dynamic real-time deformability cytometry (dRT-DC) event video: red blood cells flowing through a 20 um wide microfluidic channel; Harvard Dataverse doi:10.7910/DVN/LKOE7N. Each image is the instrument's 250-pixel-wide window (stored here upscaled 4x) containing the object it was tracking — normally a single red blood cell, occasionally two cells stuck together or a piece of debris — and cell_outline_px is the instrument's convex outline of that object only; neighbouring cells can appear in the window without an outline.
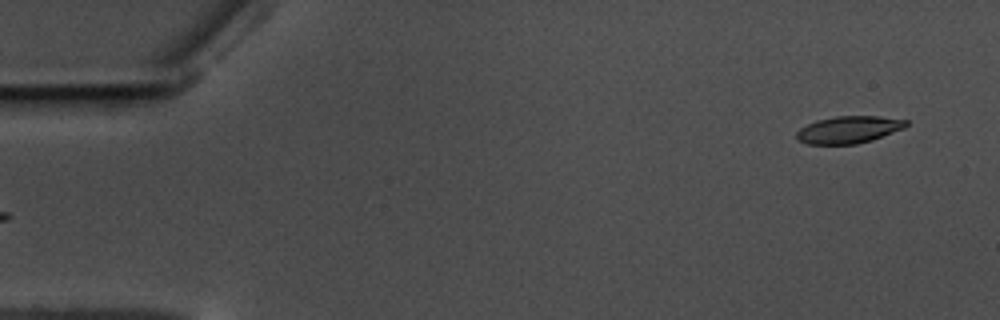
{"species": "common noctule bat (a hibernating species)", "species_latin": "Nyctalus noctula", "temperature_condition": "warm", "stored_images_in_passage": 56, "camera_frame_rate_fps": 3000, "um_per_image_px": 0.085, "animal": {"sex": "male", "body_mass_g": 17.5, "forearm_length_mm": 52.3}, "frame": {"image": 1, "passage_image": 1, "time_ms": 0.0, "image_size_px": [1000, 320], "cell_outline_px": [[908, 124], [904, 128], [872, 140], [856, 144], [808, 144], [796, 140], [796, 132], [800, 128], [816, 120], [836, 116], [876, 116], [908, 120]], "centroid_in_image_um": [72.12, 11.02], "position_along_channel_um": 12.9, "area_um2": 17.34}}
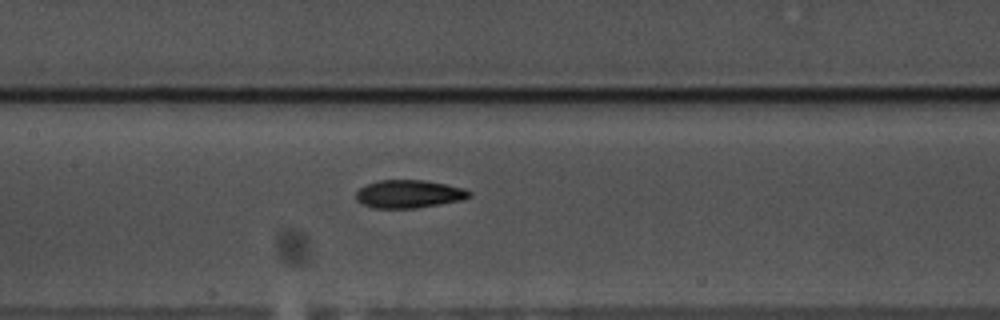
{"frame": {"image": 2, "passage_image": 25, "time_ms": 8.0, "image_size_px": [1000, 320], "cell_outline_px": [[472, 196], [464, 200], [416, 208], [372, 208], [360, 204], [356, 200], [356, 192], [360, 188], [376, 180], [424, 180], [448, 184], [464, 188], [472, 192]], "centroid_in_image_um": [34.78, 16.49], "position_along_channel_um": 172.6, "area_um2": 18.79}}
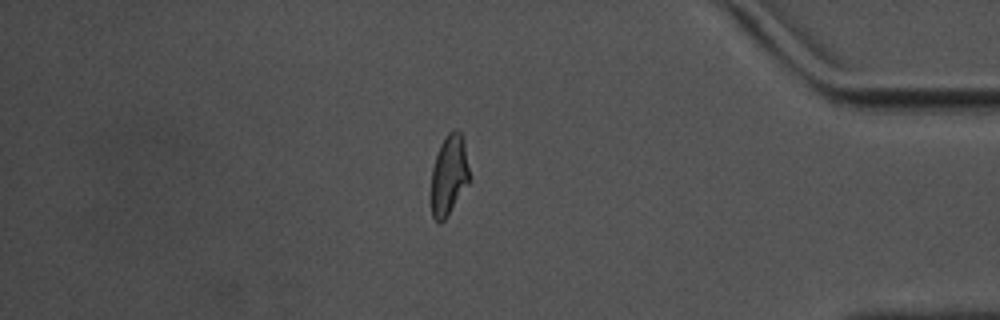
{"frame": {"image": 3, "passage_image": 47, "time_ms": 15.333, "image_size_px": [1000, 320], "cell_outline_px": [[472, 180], [444, 220], [440, 224], [432, 216], [432, 168], [440, 144], [444, 136], [448, 132], [456, 128], [460, 132], [464, 140]], "centroid_in_image_um": [38.21, 14.84], "position_along_channel_um": 397.0, "area_um2": 18.21}, "authors_computed_cell_mechanics": {"area_um2": 18.3226, "velocity_mm_per_s": 3.5144, "shape_relaxation_time_tau1_ms": 3.6445, "shape_relaxation_time_tau2_ms": 4.0544, "deformation_change_tau1": 0.1506, "deformation_change_tau2": 0.0923}}